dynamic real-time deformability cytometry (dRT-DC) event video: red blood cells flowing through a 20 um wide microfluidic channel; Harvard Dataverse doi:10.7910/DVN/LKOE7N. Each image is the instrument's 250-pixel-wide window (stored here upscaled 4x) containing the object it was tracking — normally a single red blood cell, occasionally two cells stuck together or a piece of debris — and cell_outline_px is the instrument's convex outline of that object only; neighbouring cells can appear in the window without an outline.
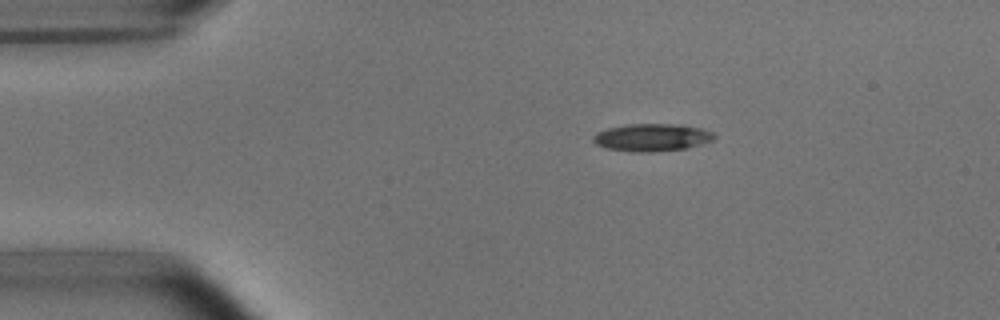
{"species": "common noctule bat (a hibernating species)", "species_latin": "Nyctalus noctula", "temperature_condition": "room temperature", "stored_images_in_passage": 9, "camera_frame_rate_fps": 3000, "um_per_image_px": 0.085, "animal": {"sex": "male", "body_mass_g": 15.6}, "frame": {"image": 1, "passage_image": 1, "time_ms": 0.0, "image_size_px": [1000, 320], "cell_outline_px": [[716, 136], [712, 140], [688, 148], [652, 152], [636, 152], [608, 148], [596, 144], [592, 140], [592, 136], [596, 132], [608, 128], [628, 124], [680, 124], [700, 128], [712, 132]], "centroid_in_image_um": [55.4, 11.68], "position_along_channel_um": 29.6, "area_um2": 19.36}}
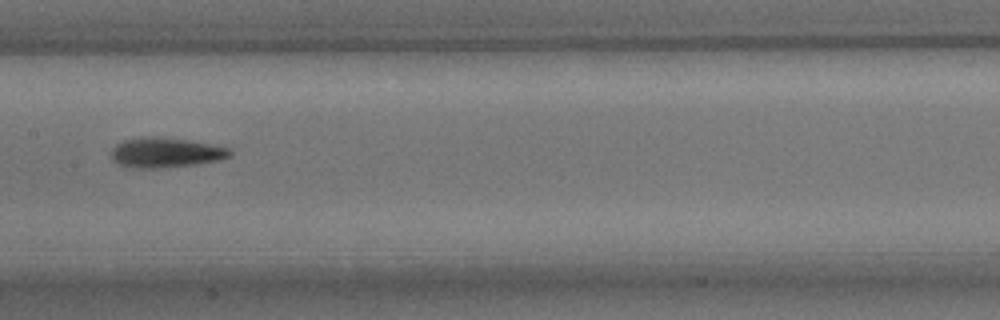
{"frame": {"image": 2, "passage_image": 6, "time_ms": 5.667, "image_size_px": [1000, 320], "cell_outline_px": [[232, 152], [228, 156], [216, 160], [196, 164], [156, 168], [132, 168], [120, 164], [112, 160], [112, 148], [116, 144], [124, 140], [144, 136], [152, 136], [184, 140], [208, 144], [228, 148]], "centroid_in_image_um": [14.0, 12.97], "position_along_channel_um": 193.4, "area_um2": 20.23}}
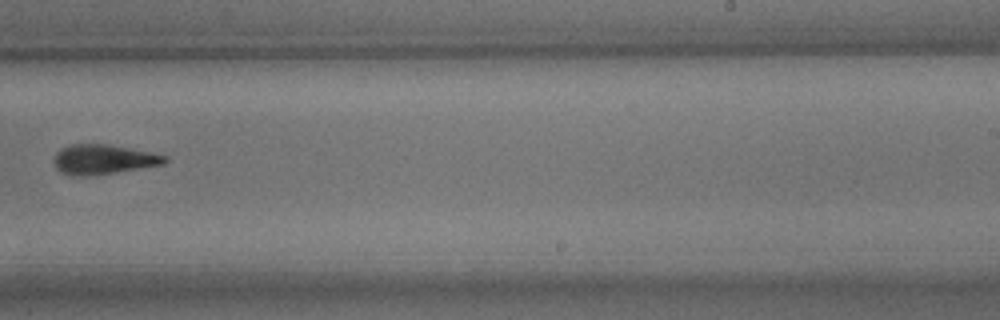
{"frame": {"image": 3, "passage_image": 8, "time_ms": 8.0, "image_size_px": [1000, 320], "cell_outline_px": [[168, 160], [164, 164], [116, 172], [88, 176], [72, 176], [60, 172], [56, 168], [52, 160], [56, 152], [60, 148], [72, 144], [104, 144], [148, 152], [164, 156]], "centroid_in_image_um": [8.68, 13.56], "position_along_channel_um": 280.3, "area_um2": 19.02}}